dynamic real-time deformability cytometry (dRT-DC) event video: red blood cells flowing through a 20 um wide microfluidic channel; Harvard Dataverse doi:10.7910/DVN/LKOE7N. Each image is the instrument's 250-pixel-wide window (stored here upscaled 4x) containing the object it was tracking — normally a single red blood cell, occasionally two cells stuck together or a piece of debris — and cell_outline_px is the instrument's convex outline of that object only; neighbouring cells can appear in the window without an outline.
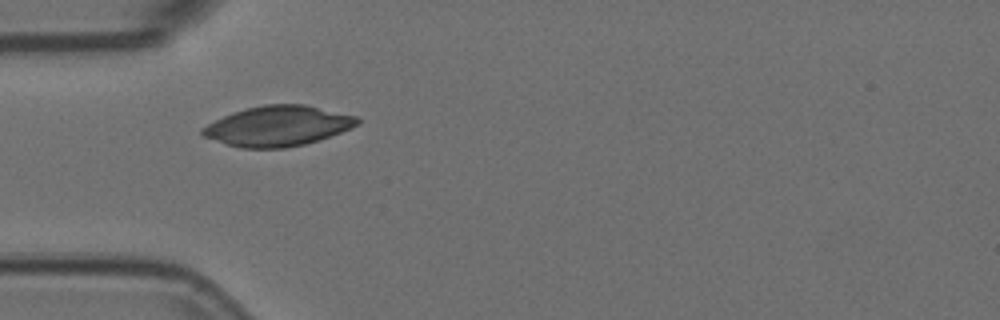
{"species": "Egyptian fruit bat (a non-hibernating species)", "species_latin": "Rousettus aegyptiacus", "temperature_condition": "room temperature", "stored_images_in_passage": 3, "camera_frame_rate_fps": 3000, "um_per_image_px": 0.085, "animal": {"sex": "female"}, "frame": {"image": 1, "passage_image": 3, "time_ms": 0.667, "image_size_px": [1000, 320], "cell_outline_px": [[360, 120], [352, 128], [304, 144], [284, 148], [240, 148], [224, 144], [200, 136], [200, 128], [232, 112], [264, 104], [304, 104], [360, 116]], "centroid_in_image_um": [23.59, 10.71], "position_along_channel_um": 61.4, "area_um2": 36.36}}